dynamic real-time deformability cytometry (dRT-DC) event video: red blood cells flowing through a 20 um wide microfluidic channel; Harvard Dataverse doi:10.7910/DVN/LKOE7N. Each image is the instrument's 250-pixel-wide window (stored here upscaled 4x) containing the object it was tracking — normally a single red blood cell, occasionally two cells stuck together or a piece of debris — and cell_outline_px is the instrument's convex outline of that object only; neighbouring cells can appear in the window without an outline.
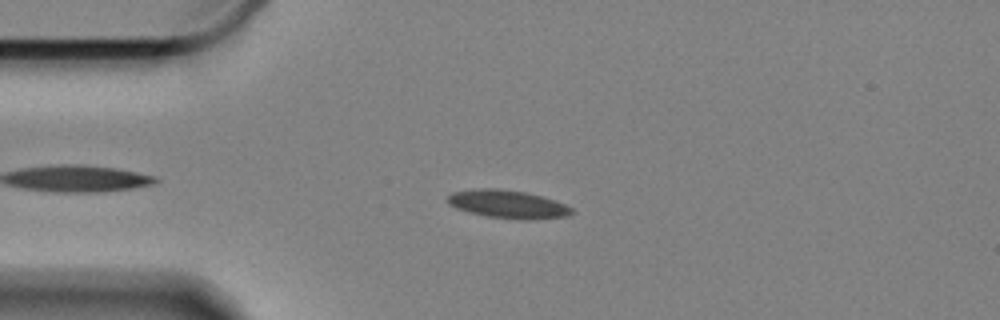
{"species": "Egyptian fruit bat (a non-hibernating species)", "species_latin": "Rousettus aegyptiacus", "temperature_condition": "cold", "stored_images_in_passage": 52, "camera_frame_rate_fps": 3000, "um_per_image_px": 0.085, "animal": {"sex": "female"}, "frame": {"image": 1, "passage_image": 6, "time_ms": 1.667, "image_size_px": [1000, 320], "cell_outline_px": [[576, 212], [568, 216], [532, 220], [520, 220], [484, 216], [468, 212], [456, 208], [448, 204], [448, 196], [452, 192], [476, 188], [496, 188], [524, 192], [556, 200], [572, 208]], "centroid_in_image_um": [43.18, 17.37], "position_along_channel_um": 41.8, "area_um2": 20.58}}
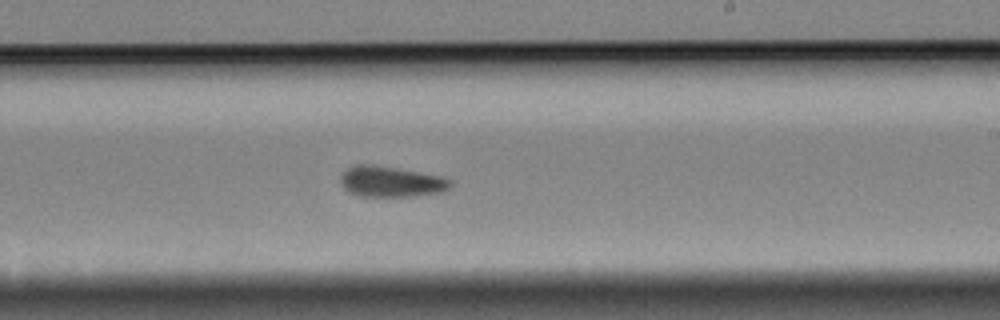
{"frame": {"image": 2, "passage_image": 27, "time_ms": 8.667, "image_size_px": [1000, 320], "cell_outline_px": [[452, 184], [444, 192], [416, 196], [356, 196], [348, 192], [344, 188], [340, 180], [340, 176], [352, 164], [372, 164], [444, 176], [452, 180]], "centroid_in_image_um": [33.25, 15.44], "position_along_channel_um": 255.8, "area_um2": 19.94}}
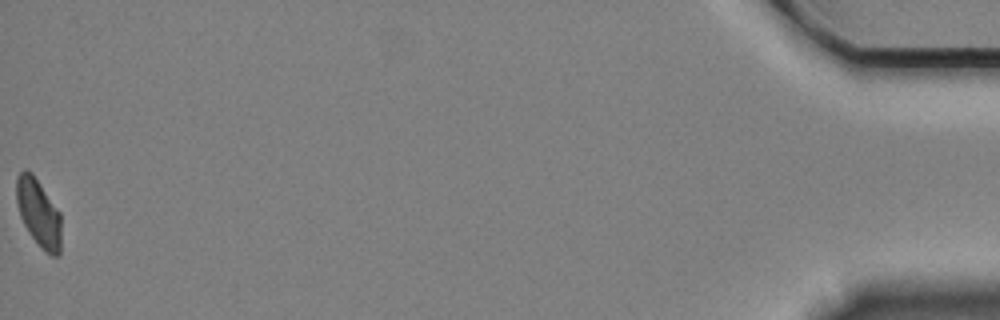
{"frame": {"image": 3, "passage_image": 52, "time_ms": 17.0, "image_size_px": [1000, 320], "cell_outline_px": [[60, 252], [56, 256], [52, 256], [44, 252], [28, 232], [20, 216], [16, 204], [16, 176], [24, 168], [32, 172], [60, 212]], "centroid_in_image_um": [3.25, 18.08], "position_along_channel_um": 431.9, "area_um2": 17.8}, "authors_computed_cell_mechanics": {"area_um2": 19.3341, "velocity_mm_per_s": 3.3151, "shape_relaxation_time_tau1_ms": null, "shape_relaxation_time_tau2_ms": 6.6226, "deformation_change_tau1": null, "deformation_change_tau2": 0.0894}}